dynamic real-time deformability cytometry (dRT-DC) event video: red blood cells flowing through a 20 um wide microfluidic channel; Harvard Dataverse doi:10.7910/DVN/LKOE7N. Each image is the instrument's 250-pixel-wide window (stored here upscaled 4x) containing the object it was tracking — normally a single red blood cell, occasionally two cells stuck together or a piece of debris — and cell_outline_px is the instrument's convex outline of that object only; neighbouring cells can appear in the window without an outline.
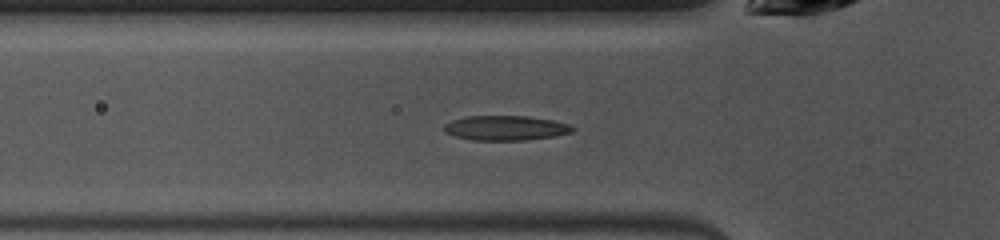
{"species": "common noctule bat (a hibernating species)", "species_latin": "Nyctalus noctula", "temperature_condition": "warm", "stored_images_in_passage": 41, "camera_frame_rate_fps": 3000, "um_per_image_px": 0.085, "animal": {"sex": "female", "body_mass_g": 10.0, "forearm_length_mm": 53.1}, "frame": {"image": 1, "passage_image": 6, "time_ms": 1.667, "image_size_px": [1000, 240], "cell_outline_px": [[576, 128], [572, 132], [552, 136], [528, 140], [472, 140], [456, 136], [444, 132], [444, 124], [452, 120], [464, 116], [528, 116], [552, 120], [568, 124]], "centroid_in_image_um": [42.96, 10.87], "position_along_channel_um": 82.8, "area_um2": 18.5}}
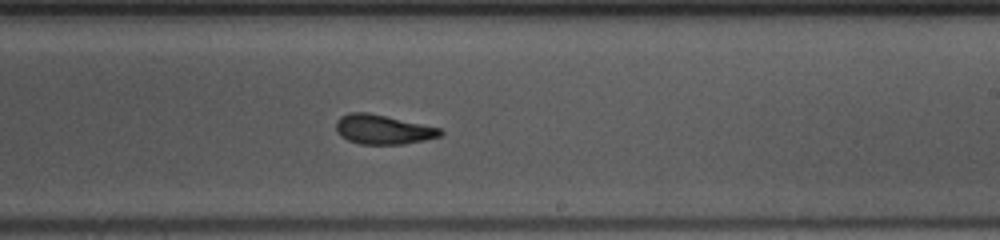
{"frame": {"image": 2, "passage_image": 19, "time_ms": 6.0, "image_size_px": [1000, 240], "cell_outline_px": [[444, 132], [440, 136], [424, 140], [404, 144], [360, 144], [348, 140], [340, 136], [336, 132], [336, 120], [340, 116], [348, 112], [368, 112], [440, 128]], "centroid_in_image_um": [32.51, 11.0], "position_along_channel_um": 256.5, "area_um2": 17.92}}
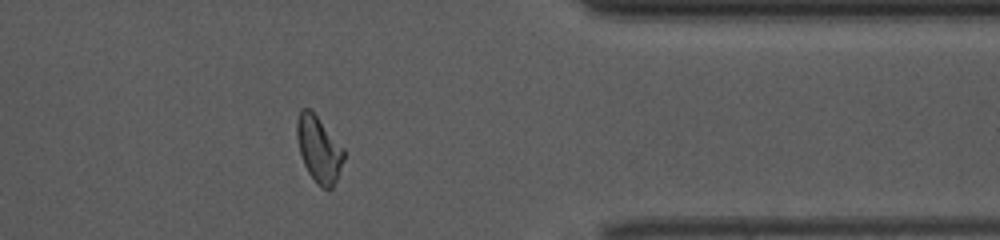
{"frame": {"image": 3, "passage_image": 30, "time_ms": 9.667, "image_size_px": [1000, 240], "cell_outline_px": [[344, 160], [336, 180], [332, 188], [328, 192], [320, 188], [316, 184], [308, 172], [304, 164], [300, 152], [296, 136], [296, 120], [300, 108], [312, 108], [344, 148]], "centroid_in_image_um": [27.1, 12.66], "position_along_channel_um": 384.3, "area_um2": 18.61}, "authors_computed_cell_mechanics": {"area_um2": 18.3226, "velocity_mm_per_s": 3.9861, "shape_relaxation_time_tau1_ms": 5.0009, "shape_relaxation_time_tau2_ms": 2.5033, "deformation_change_tau1": 0.1923, "deformation_change_tau2": 0.1049}}